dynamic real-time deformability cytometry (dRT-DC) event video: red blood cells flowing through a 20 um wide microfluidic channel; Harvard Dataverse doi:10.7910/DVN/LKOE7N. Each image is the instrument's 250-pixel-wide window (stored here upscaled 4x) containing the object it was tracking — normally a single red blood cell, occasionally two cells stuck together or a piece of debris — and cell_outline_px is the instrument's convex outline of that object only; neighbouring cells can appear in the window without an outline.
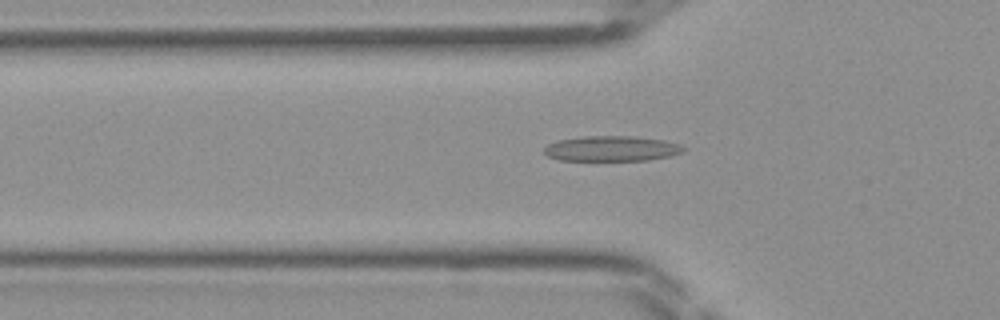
{"species": "Egyptian fruit bat (a non-hibernating species)", "species_latin": "Rousettus aegyptiacus", "temperature_condition": "room temperature", "stored_images_in_passage": 45, "camera_frame_rate_fps": 3000, "um_per_image_px": 0.085, "frame": {"image": 1, "passage_image": 15, "time_ms": 4.667, "image_size_px": [1000, 320], "cell_outline_px": [[684, 152], [672, 156], [648, 160], [560, 160], [548, 156], [544, 152], [544, 148], [548, 144], [560, 140], [584, 136], [636, 136], [664, 140], [680, 144], [684, 148]], "centroid_in_image_um": [52.03, 12.63], "position_along_channel_um": 73.8, "area_um2": 20.52}}
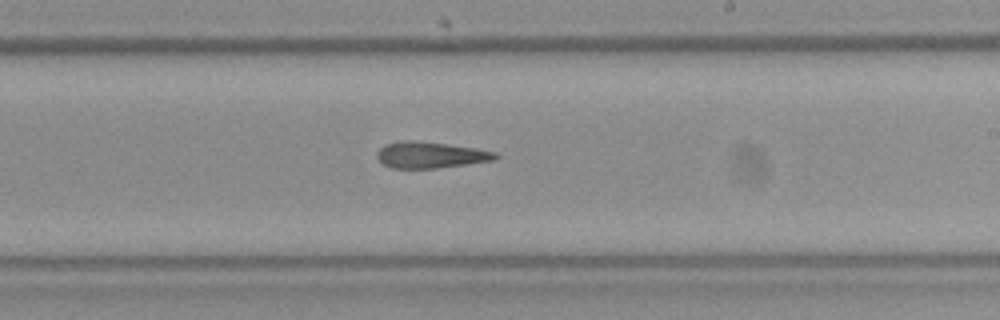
{"frame": {"image": 2, "passage_image": 27, "time_ms": 8.667, "image_size_px": [1000, 320], "cell_outline_px": [[500, 156], [492, 160], [468, 164], [436, 168], [392, 168], [384, 164], [376, 156], [376, 152], [384, 144], [400, 140], [412, 140], [476, 148], [496, 152]], "centroid_in_image_um": [36.56, 13.16], "position_along_channel_um": 252.4, "area_um2": 18.03}}
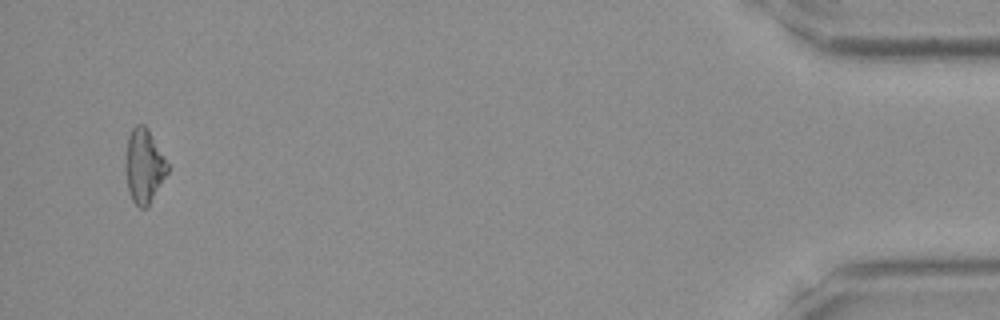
{"frame": {"image": 3, "passage_image": 44, "time_ms": 14.333, "image_size_px": [1000, 320], "cell_outline_px": [[168, 172], [148, 208], [140, 208], [132, 200], [128, 192], [128, 136], [132, 128], [136, 124], [144, 124], [148, 128], [164, 156], [168, 164]], "centroid_in_image_um": [12.29, 14.13], "position_along_channel_um": 422.9, "area_um2": 17.63}}